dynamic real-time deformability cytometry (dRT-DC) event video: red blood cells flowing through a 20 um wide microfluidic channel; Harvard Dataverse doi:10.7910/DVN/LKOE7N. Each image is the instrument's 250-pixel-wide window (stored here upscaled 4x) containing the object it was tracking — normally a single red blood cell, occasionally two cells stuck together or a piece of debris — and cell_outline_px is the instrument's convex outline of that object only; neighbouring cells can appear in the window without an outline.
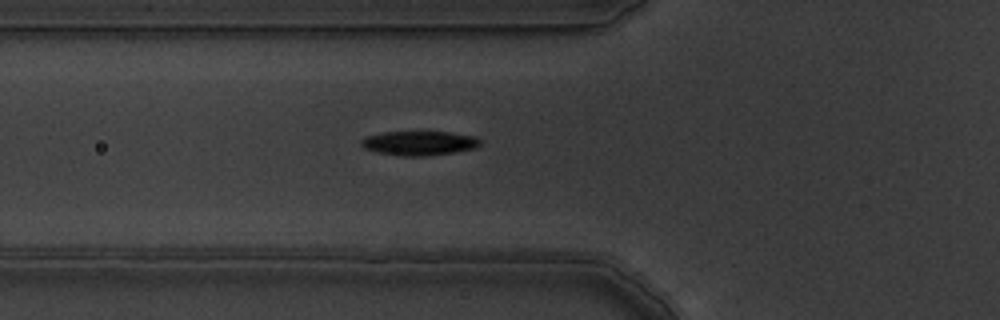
{"species": "common noctule bat (a hibernating species)", "species_latin": "Nyctalus noctula", "temperature_condition": "warm", "stored_images_in_passage": 7, "segment_of_instrument_passage": [1, 2], "camera_frame_rate_fps": 3000, "um_per_image_px": 0.085, "animal": {"sex": "male", "body_mass_g": 19.5, "forearm_length_mm": 54.6}, "frame": {"image": 1, "passage_image": 6, "time_ms": 1.667, "image_size_px": [1000, 320], "cell_outline_px": [[480, 144], [476, 148], [452, 152], [424, 156], [400, 156], [380, 152], [364, 148], [360, 144], [360, 140], [364, 136], [384, 132], [448, 132], [476, 136], [480, 140]], "centroid_in_image_um": [35.61, 12.16], "position_along_channel_um": 90.2, "area_um2": 16.76}}